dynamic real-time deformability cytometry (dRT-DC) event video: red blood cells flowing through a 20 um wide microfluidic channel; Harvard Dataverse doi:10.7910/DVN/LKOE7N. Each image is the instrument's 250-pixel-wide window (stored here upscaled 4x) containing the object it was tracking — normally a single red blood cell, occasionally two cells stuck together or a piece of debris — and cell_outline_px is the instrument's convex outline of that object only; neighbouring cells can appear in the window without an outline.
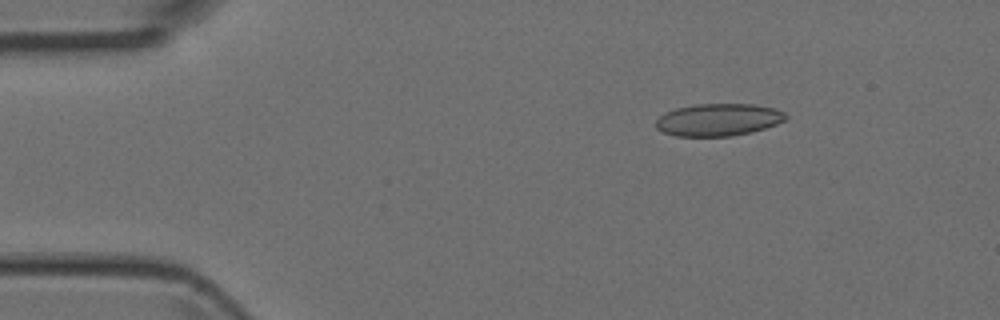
{"species": "Egyptian fruit bat (a non-hibernating species)", "species_latin": "Rousettus aegyptiacus", "temperature_condition": "room temperature", "stored_images_in_passage": 6, "camera_frame_rate_fps": 3000, "um_per_image_px": 0.085, "animal": {"sex": "female"}, "frame": {"image": 1, "passage_image": 2, "time_ms": 1.333, "image_size_px": [1000, 320], "cell_outline_px": [[788, 116], [784, 120], [776, 124], [764, 128], [732, 136], [676, 136], [664, 132], [656, 128], [656, 120], [664, 112], [676, 108], [696, 104], [752, 104], [772, 108], [784, 112]], "centroid_in_image_um": [61.02, 10.17], "position_along_channel_um": 24.0, "area_um2": 24.28}}
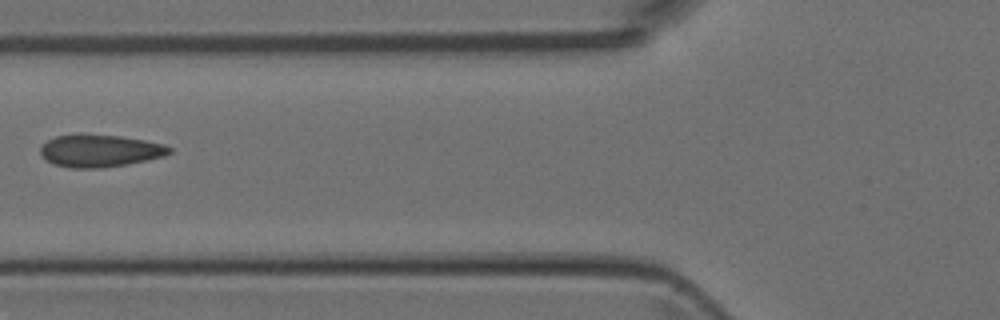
{"frame": {"image": 2, "passage_image": 5, "time_ms": 5.333, "image_size_px": [1000, 320], "cell_outline_px": [[172, 152], [164, 156], [148, 160], [128, 164], [100, 168], [68, 168], [52, 164], [40, 152], [40, 148], [48, 140], [56, 136], [80, 132], [120, 136], [144, 140], [164, 144], [172, 148]], "centroid_in_image_um": [8.49, 12.8], "position_along_channel_um": 117.3, "area_um2": 24.74}}
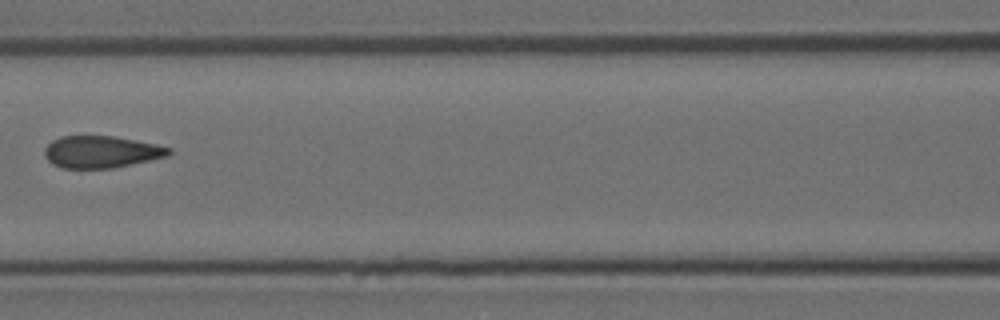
{"frame": {"image": 3, "passage_image": 6, "time_ms": 6.333, "image_size_px": [1000, 320], "cell_outline_px": [[172, 152], [168, 156], [132, 164], [112, 168], [60, 168], [52, 164], [44, 156], [44, 148], [52, 140], [64, 136], [112, 136], [156, 144], [172, 148]], "centroid_in_image_um": [8.59, 12.91], "position_along_channel_um": 158.0, "area_um2": 23.18}}